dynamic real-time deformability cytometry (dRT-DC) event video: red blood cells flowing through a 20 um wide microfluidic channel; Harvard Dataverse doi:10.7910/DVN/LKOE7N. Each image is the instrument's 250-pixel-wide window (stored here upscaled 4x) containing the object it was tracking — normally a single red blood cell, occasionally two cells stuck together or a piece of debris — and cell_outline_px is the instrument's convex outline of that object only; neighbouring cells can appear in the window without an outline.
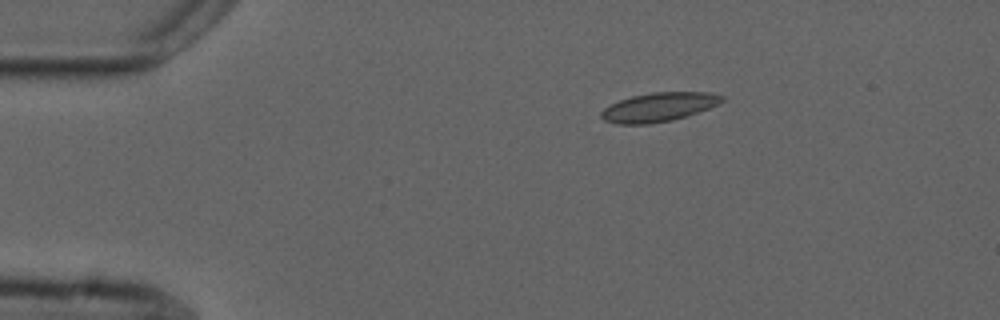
{"species": "common noctule bat (a hibernating species)", "species_latin": "Nyctalus noctula", "temperature_condition": "cold", "stored_images_in_passage": 8, "camera_frame_rate_fps": 3000, "um_per_image_px": 0.085, "animal": {"sex": "male", "forearm_length_mm": 52.5}, "frame": {"image": 1, "passage_image": 1, "time_ms": 0.0, "image_size_px": [1000, 320], "cell_outline_px": [[724, 100], [720, 104], [672, 120], [652, 124], [616, 124], [604, 120], [600, 116], [600, 112], [604, 108], [620, 100], [632, 96], [652, 92], [712, 92], [724, 96]], "centroid_in_image_um": [56.0, 9.1], "position_along_channel_um": 29.0, "area_um2": 20.35}}
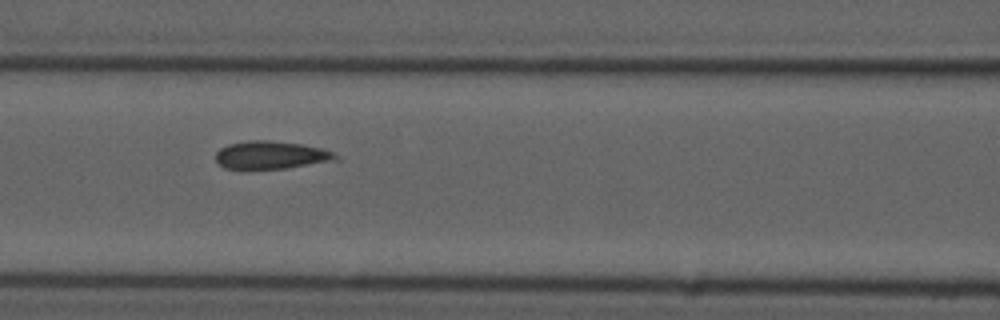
{"frame": {"image": 2, "passage_image": 5, "time_ms": 4.667, "image_size_px": [1000, 320], "cell_outline_px": [[340, 160], [284, 168], [224, 168], [216, 160], [216, 152], [220, 148], [228, 144], [248, 140], [268, 140], [300, 144], [320, 148], [332, 152], [340, 156]], "centroid_in_image_um": [23.05, 13.17], "position_along_channel_um": 143.5, "area_um2": 19.31}}
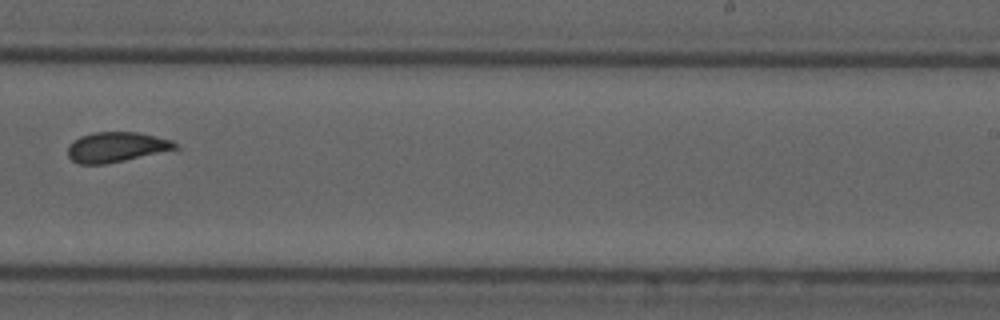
{"frame": {"image": 3, "passage_image": 8, "time_ms": 8.333, "image_size_px": [1000, 320], "cell_outline_px": [[180, 152], [104, 164], [80, 164], [72, 160], [68, 156], [68, 144], [72, 140], [80, 136], [92, 132], [140, 132], [172, 140], [180, 148]], "centroid_in_image_um": [10.04, 12.52], "position_along_channel_um": 279.0, "area_um2": 19.88}}